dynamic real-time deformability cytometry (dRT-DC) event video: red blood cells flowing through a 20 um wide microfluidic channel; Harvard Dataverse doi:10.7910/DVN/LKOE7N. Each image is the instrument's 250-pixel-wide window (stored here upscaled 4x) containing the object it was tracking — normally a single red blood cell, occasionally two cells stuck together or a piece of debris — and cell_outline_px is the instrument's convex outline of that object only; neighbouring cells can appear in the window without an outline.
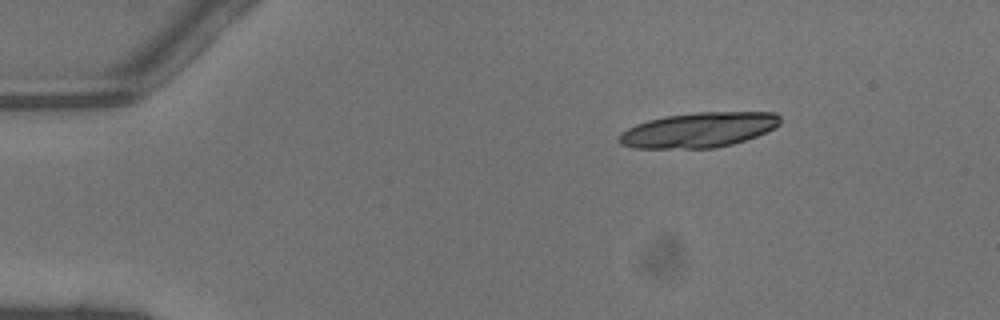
{"species": "common noctule bat (a hibernating species)", "species_latin": "Nyctalus noctula", "temperature_condition": "warm", "stored_images_in_passage": 11, "camera_frame_rate_fps": 3000, "um_per_image_px": 0.085, "animal": {"sex": "male", "body_mass_g": 13.3}, "frame": {"image": 1, "passage_image": 1, "time_ms": 0.0, "image_size_px": [1000, 320], "cell_outline_px": [[780, 124], [756, 136], [732, 144], [716, 148], [632, 148], [620, 144], [616, 140], [628, 128], [636, 124], [648, 120], [664, 116], [696, 112], [772, 112], [780, 116]], "centroid_in_image_um": [59.36, 11.04], "position_along_channel_um": 25.6, "area_um2": 32.71}}